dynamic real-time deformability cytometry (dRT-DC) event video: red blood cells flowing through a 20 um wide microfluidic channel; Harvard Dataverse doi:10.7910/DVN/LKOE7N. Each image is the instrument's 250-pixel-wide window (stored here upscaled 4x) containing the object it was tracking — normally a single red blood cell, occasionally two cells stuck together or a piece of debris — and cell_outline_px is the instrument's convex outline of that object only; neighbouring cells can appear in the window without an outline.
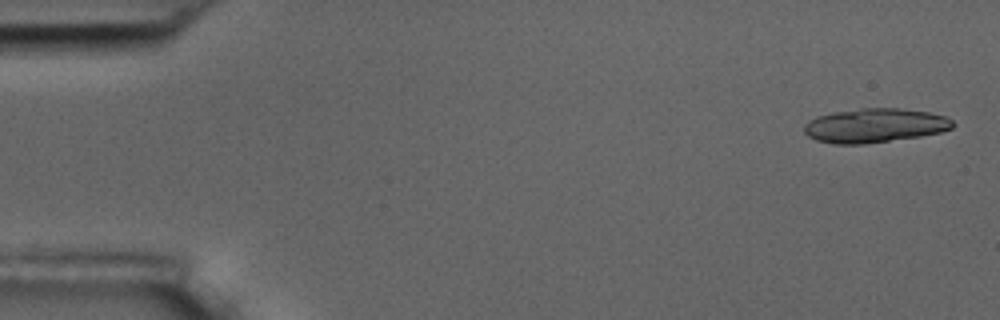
{"species": "common noctule bat (a hibernating species)", "species_latin": "Nyctalus noctula", "temperature_condition": "room temperature", "stored_images_in_passage": 6, "camera_frame_rate_fps": 3000, "um_per_image_px": 0.085, "animal": {"sex": "male", "body_mass_g": 17.5, "forearm_length_mm": 52.3}, "frame": {"image": 1, "passage_image": 1, "time_ms": 0.0, "image_size_px": [1000, 320], "cell_outline_px": [[956, 124], [952, 128], [940, 132], [920, 136], [864, 144], [832, 144], [816, 140], [808, 136], [804, 132], [804, 124], [808, 120], [816, 116], [832, 112], [860, 108], [900, 108], [928, 112], [948, 116]], "centroid_in_image_um": [74.34, 10.66], "position_along_channel_um": 10.7, "area_um2": 29.82}}